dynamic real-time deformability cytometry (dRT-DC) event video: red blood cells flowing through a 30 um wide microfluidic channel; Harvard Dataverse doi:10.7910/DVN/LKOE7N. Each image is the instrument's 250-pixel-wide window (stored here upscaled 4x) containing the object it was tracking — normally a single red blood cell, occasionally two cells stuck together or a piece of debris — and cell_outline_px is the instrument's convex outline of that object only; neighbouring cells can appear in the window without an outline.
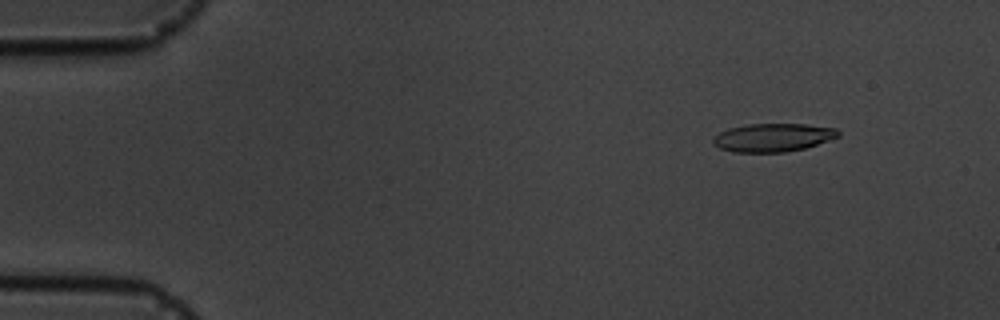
{"species": "common noctule bat (a hibernating species)", "species_latin": "Nyctalus noctula", "temperature_condition": "cold", "stored_images_in_passage": 6, "camera_frame_rate_fps": 3000, "um_per_image_px": 0.085, "animal": {"sex": "male", "body_mass_g": 19.5, "forearm_length_mm": 54.6}, "frame": {"image": 1, "passage_image": 6, "time_ms": 6.667, "image_size_px": [1000, 320], "cell_outline_px": [[840, 136], [804, 148], [784, 152], [732, 152], [720, 148], [712, 144], [712, 140], [720, 132], [728, 128], [748, 124], [804, 124], [836, 128], [840, 132]], "centroid_in_image_um": [65.68, 11.68], "position_along_channel_um": 19.3, "area_um2": 20.52}}